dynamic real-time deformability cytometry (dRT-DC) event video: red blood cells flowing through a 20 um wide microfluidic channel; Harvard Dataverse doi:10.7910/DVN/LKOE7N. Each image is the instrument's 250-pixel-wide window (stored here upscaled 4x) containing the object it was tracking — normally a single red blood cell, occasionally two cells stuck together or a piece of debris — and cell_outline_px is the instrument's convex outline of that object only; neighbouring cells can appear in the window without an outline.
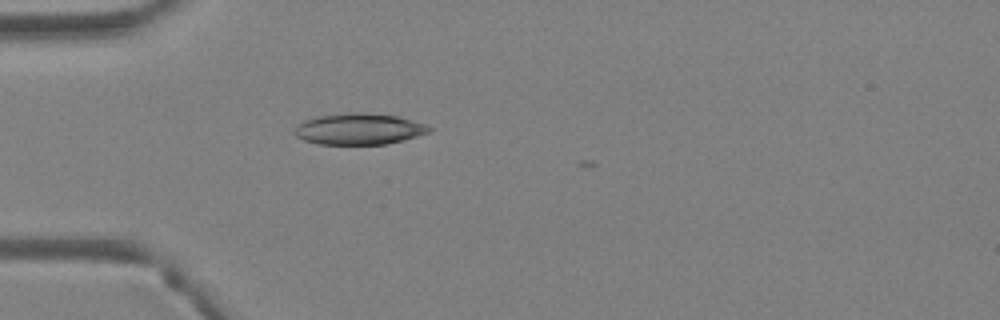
{"species": "Egyptian fruit bat (a non-hibernating species)", "species_latin": "Rousettus aegyptiacus", "temperature_condition": "warm", "stored_images_in_passage": 3, "camera_frame_rate_fps": 3000, "um_per_image_px": 0.085, "animal": {"sex": "female"}, "frame": {"image": 1, "passage_image": 3, "time_ms": 0.667, "image_size_px": [1000, 320], "cell_outline_px": [[432, 128], [428, 132], [404, 140], [388, 144], [320, 144], [304, 140], [296, 136], [296, 128], [304, 120], [320, 116], [348, 112], [360, 112], [396, 116], [424, 124]], "centroid_in_image_um": [30.52, 10.97], "position_along_channel_um": 54.5, "area_um2": 24.1}}